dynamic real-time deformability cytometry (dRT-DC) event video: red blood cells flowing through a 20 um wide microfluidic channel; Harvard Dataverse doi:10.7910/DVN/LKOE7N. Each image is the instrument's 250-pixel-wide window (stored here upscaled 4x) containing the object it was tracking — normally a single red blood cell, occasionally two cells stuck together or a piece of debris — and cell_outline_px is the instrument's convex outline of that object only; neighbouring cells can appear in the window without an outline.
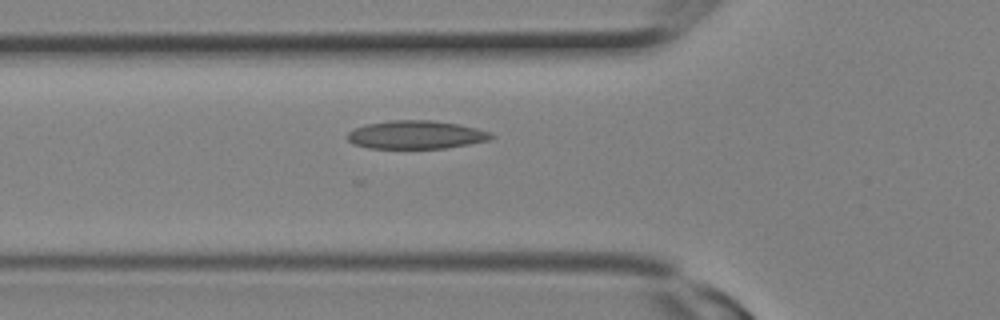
{"species": "Egyptian fruit bat (a non-hibernating species)", "species_latin": "Rousettus aegyptiacus", "temperature_condition": "room temperature", "stored_images_in_passage": 14, "camera_frame_rate_fps": 3000, "um_per_image_px": 0.085, "animal": {"sex": "female"}, "frame": {"image": 1, "passage_image": 9, "time_ms": 2.667, "image_size_px": [1000, 320], "cell_outline_px": [[496, 136], [488, 140], [468, 144], [444, 148], [368, 148], [356, 144], [348, 140], [348, 132], [356, 128], [368, 124], [392, 120], [432, 120], [456, 124], [476, 128], [492, 132]], "centroid_in_image_um": [35.4, 11.45], "position_along_channel_um": 90.4, "area_um2": 23.41}}
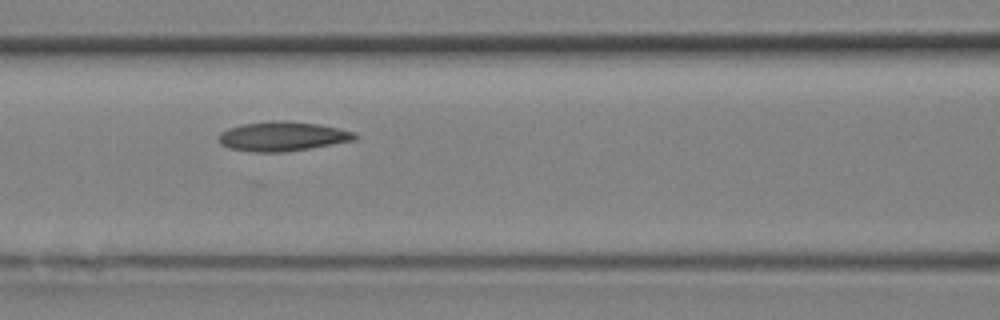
{"frame": {"image": 2, "passage_image": 11, "time_ms": 3.333, "image_size_px": [1000, 320], "cell_outline_px": [[360, 136], [356, 140], [284, 152], [252, 152], [228, 148], [220, 144], [216, 140], [216, 136], [220, 132], [228, 128], [240, 124], [272, 120], [280, 120], [316, 124], [340, 128], [356, 132]], "centroid_in_image_um": [23.97, 11.58], "position_along_channel_um": 142.6, "area_um2": 23.7}}
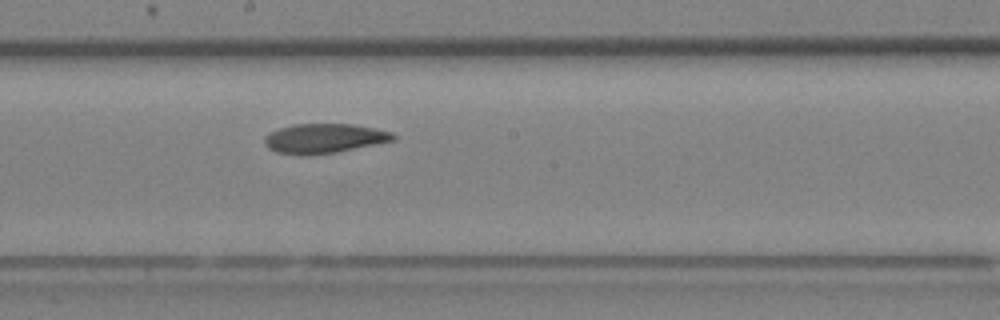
{"frame": {"image": 3, "passage_image": 14, "time_ms": 4.333, "image_size_px": [1000, 320], "cell_outline_px": [[396, 140], [332, 152], [308, 156], [300, 156], [276, 152], [268, 148], [264, 144], [264, 136], [280, 128], [292, 124], [352, 124], [392, 132], [396, 136]], "centroid_in_image_um": [27.5, 11.77], "position_along_channel_um": 220.7, "area_um2": 22.02}}